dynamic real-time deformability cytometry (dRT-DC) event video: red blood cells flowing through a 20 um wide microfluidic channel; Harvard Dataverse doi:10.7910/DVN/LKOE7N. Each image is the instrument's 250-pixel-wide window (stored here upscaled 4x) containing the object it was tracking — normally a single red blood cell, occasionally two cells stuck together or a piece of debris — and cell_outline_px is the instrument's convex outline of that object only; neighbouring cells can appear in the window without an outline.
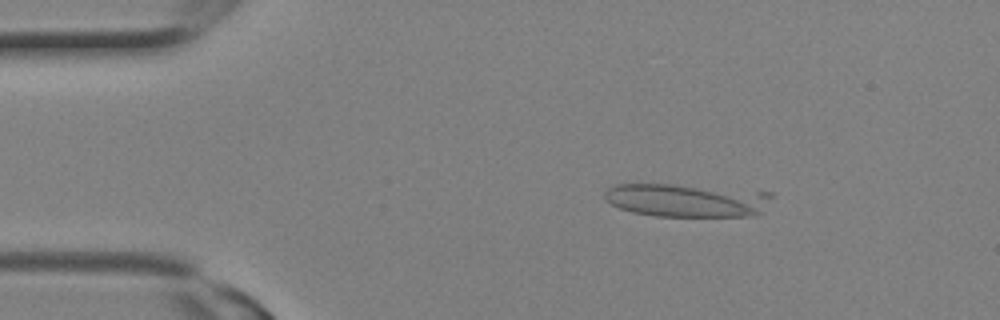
{"species": "Egyptian fruit bat (a non-hibernating species)", "species_latin": "Rousettus aegyptiacus", "temperature_condition": "room temperature", "stored_images_in_passage": 3, "camera_frame_rate_fps": 3000, "um_per_image_px": 0.085, "animal": {"sex": "female"}, "frame": {"image": 1, "passage_image": 2, "time_ms": 0.333, "image_size_px": [1000, 320], "cell_outline_px": [[772, 196], [760, 212], [748, 216], [656, 216], [632, 212], [620, 208], [604, 200], [604, 192], [608, 188], [616, 184], [672, 184], [772, 192]], "centroid_in_image_um": [58.32, 17.01], "position_along_channel_um": 26.7, "area_um2": 32.19}}